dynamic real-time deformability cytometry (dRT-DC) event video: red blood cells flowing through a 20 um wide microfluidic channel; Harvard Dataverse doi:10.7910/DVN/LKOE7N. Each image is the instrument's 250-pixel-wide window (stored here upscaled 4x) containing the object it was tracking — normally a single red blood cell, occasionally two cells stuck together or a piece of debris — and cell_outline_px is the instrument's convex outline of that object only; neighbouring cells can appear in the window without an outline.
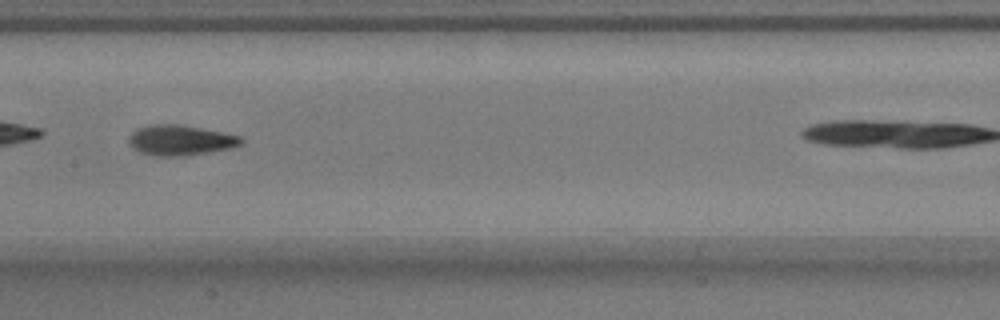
{"species": "common noctule bat (a hibernating species)", "species_latin": "Nyctalus noctula", "temperature_condition": "warm", "stored_images_in_passage": 30, "camera_frame_rate_fps": 3000, "um_per_image_px": 0.085, "animal": {"sex": "male", "body_mass_g": 17.9}, "frame": {"image": 1, "passage_image": 13, "time_ms": 4.0, "image_size_px": [1000, 320], "cell_outline_px": [[244, 140], [240, 144], [228, 148], [184, 156], [152, 156], [140, 152], [132, 148], [128, 144], [128, 136], [136, 128], [156, 124], [180, 124], [240, 136]], "centroid_in_image_um": [15.24, 11.92], "position_along_channel_um": 192.2, "area_um2": 19.71}}